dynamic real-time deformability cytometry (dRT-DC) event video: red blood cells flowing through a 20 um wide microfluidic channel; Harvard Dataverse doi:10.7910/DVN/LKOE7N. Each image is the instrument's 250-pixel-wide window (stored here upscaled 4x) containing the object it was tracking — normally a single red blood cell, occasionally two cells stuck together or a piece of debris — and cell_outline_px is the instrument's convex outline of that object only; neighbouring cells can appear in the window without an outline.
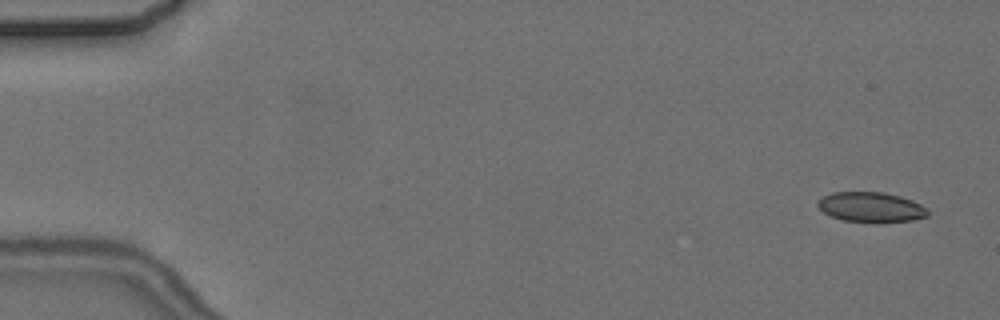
{"species": "common noctule bat (a hibernating species)", "species_latin": "Nyctalus noctula", "temperature_condition": "cold", "stored_images_in_passage": 5, "camera_frame_rate_fps": 3000, "um_per_image_px": 0.085, "animal": {"sex": "female", "body_mass_g": 24.6, "forearm_length_mm": 56.2}, "frame": {"image": 1, "passage_image": 1, "time_ms": 0.0, "image_size_px": [1000, 320], "cell_outline_px": [[928, 216], [912, 220], [844, 220], [832, 216], [824, 212], [816, 204], [824, 196], [832, 192], [880, 192], [900, 196], [912, 200], [928, 208]], "centroid_in_image_um": [74.05, 17.56], "position_along_channel_um": 11.0, "area_um2": 18.44}}
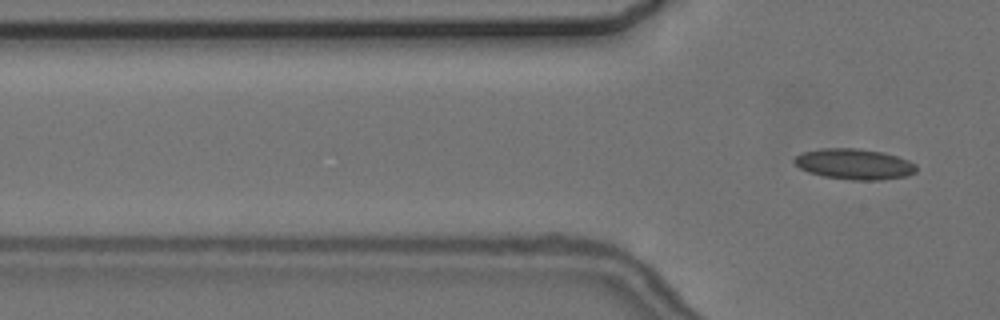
{"frame": {"image": 2, "passage_image": 5, "time_ms": 4.667, "image_size_px": [1000, 320], "cell_outline_px": [[916, 172], [904, 176], [880, 180], [852, 180], [824, 176], [808, 172], [800, 168], [792, 160], [796, 156], [804, 152], [820, 148], [856, 148], [884, 152], [908, 160], [916, 164]], "centroid_in_image_um": [72.61, 13.94], "position_along_channel_um": 53.2, "area_um2": 21.73}}